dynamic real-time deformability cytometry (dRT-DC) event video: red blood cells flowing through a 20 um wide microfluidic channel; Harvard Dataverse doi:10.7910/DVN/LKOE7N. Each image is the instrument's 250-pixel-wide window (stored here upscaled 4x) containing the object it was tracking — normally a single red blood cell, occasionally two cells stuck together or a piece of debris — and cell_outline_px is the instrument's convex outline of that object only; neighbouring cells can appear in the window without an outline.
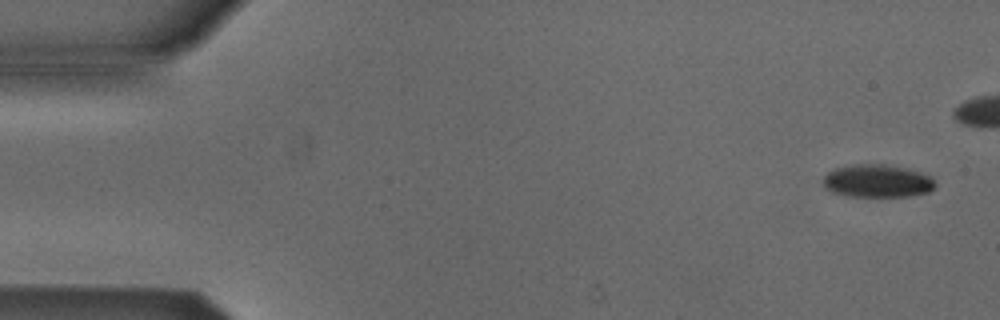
{"species": "Egyptian fruit bat (a non-hibernating species)", "species_latin": "Rousettus aegyptiacus", "temperature_condition": "cold", "stored_images_in_passage": 6, "camera_frame_rate_fps": 3000, "um_per_image_px": 0.085, "animal": {"sex": "male"}, "frame": {"image": 1, "passage_image": 1, "time_ms": 0.0, "image_size_px": [1000, 320], "cell_outline_px": [[936, 184], [928, 192], [908, 196], [844, 196], [828, 192], [824, 188], [824, 176], [828, 172], [836, 168], [856, 164], [884, 164], [908, 168], [932, 176]], "centroid_in_image_um": [74.55, 15.38], "position_along_channel_um": 10.4, "area_um2": 21.62}}